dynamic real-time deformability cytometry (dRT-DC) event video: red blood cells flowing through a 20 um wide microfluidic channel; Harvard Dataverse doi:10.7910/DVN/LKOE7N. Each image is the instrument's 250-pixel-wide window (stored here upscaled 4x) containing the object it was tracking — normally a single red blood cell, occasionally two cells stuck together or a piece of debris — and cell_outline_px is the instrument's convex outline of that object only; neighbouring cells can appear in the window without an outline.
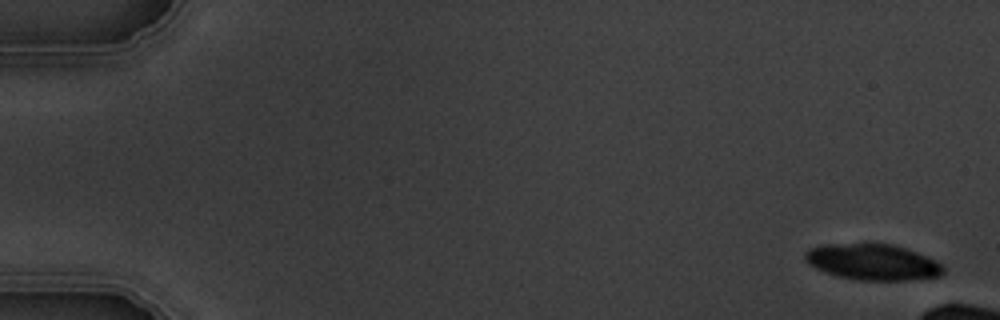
{"species": "common noctule bat (a hibernating species)", "species_latin": "Nyctalus noctula", "temperature_condition": "warm", "stored_images_in_passage": 5, "camera_frame_rate_fps": 3000, "um_per_image_px": 0.085, "animal": {"sex": "male", "body_mass_g": 19.5, "forearm_length_mm": 54.6}, "frame": {"image": 1, "passage_image": 1, "time_ms": 0.0, "image_size_px": [1000, 320], "cell_outline_px": [[944, 272], [940, 276], [904, 280], [856, 280], [824, 272], [808, 264], [804, 260], [804, 252], [808, 248], [824, 244], [864, 240], [872, 240], [892, 244], [916, 252], [936, 260], [944, 268]], "centroid_in_image_um": [74.1, 22.21], "position_along_channel_um": 10.9, "area_um2": 30.0}}